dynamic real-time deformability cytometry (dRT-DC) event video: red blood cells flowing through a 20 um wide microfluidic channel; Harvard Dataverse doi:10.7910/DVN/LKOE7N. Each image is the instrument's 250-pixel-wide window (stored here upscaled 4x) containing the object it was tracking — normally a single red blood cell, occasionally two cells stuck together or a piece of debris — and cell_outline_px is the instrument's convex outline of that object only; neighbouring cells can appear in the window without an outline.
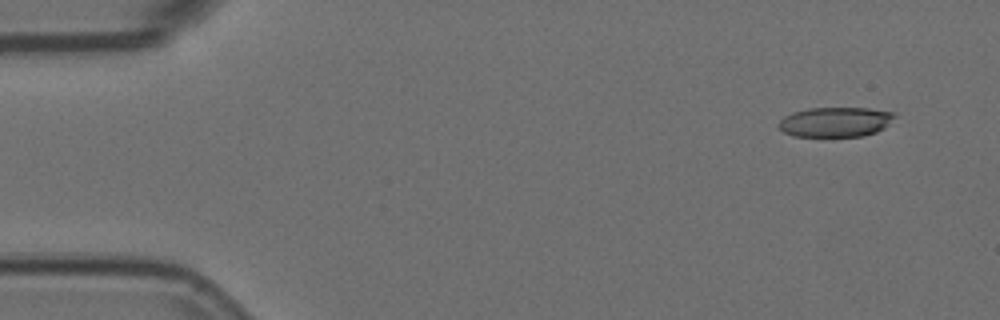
{"species": "Egyptian fruit bat (a non-hibernating species)", "species_latin": "Rousettus aegyptiacus", "temperature_condition": "room temperature", "stored_images_in_passage": 2, "camera_frame_rate_fps": 3000, "um_per_image_px": 0.085, "animal": {"sex": "female"}, "frame": {"image": 1, "passage_image": 2, "time_ms": 0.333, "image_size_px": [1000, 320], "cell_outline_px": [[896, 116], [884, 128], [876, 132], [864, 136], [792, 136], [784, 132], [776, 124], [784, 116], [792, 112], [808, 108], [868, 108], [896, 112]], "centroid_in_image_um": [71.01, 10.36], "position_along_channel_um": 14.0, "area_um2": 20.29}}